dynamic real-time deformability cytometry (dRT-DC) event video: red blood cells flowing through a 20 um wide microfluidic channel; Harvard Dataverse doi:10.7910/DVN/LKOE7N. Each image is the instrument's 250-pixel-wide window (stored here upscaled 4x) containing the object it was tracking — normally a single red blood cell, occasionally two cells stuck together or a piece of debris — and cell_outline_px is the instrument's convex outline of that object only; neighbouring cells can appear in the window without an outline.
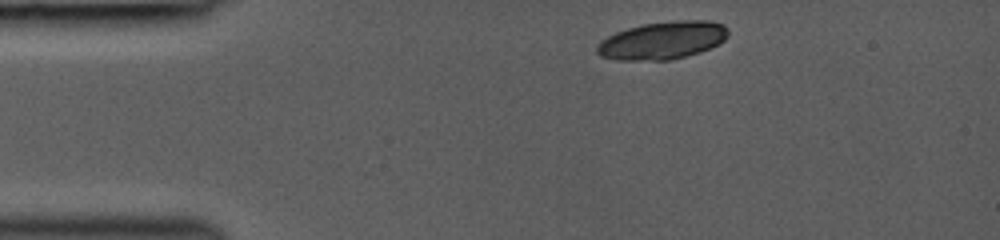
{"species": "common noctule bat (a hibernating species)", "species_latin": "Nyctalus noctula", "temperature_condition": "room temperature", "stored_images_in_passage": 46, "camera_frame_rate_fps": 3000, "um_per_image_px": 0.085, "animal": {"sex": "female", "body_mass_g": 19.0, "forearm_length_mm": 53.3}, "frame": {"image": 1, "passage_image": 1, "time_ms": 0.0, "image_size_px": [1000, 240], "cell_outline_px": [[728, 36], [720, 44], [700, 52], [672, 60], [616, 60], [600, 56], [596, 52], [596, 44], [600, 40], [616, 32], [628, 28], [644, 24], [672, 20], [712, 20], [724, 24], [728, 28]], "centroid_in_image_um": [56.33, 3.43], "position_along_channel_um": 28.7, "area_um2": 29.25}}